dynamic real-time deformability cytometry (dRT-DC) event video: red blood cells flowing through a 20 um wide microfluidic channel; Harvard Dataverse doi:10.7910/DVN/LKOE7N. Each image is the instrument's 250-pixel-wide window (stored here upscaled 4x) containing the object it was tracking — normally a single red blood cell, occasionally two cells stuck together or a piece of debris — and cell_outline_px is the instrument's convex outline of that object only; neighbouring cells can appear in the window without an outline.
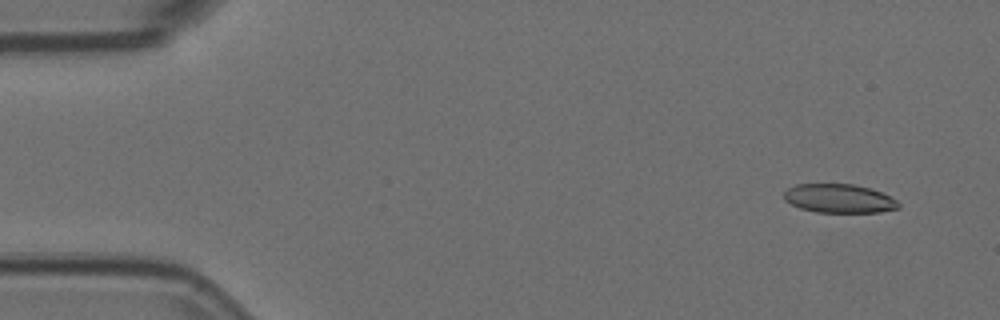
{"species": "Egyptian fruit bat (a non-hibernating species)", "species_latin": "Rousettus aegyptiacus", "temperature_condition": "room temperature", "stored_images_in_passage": 4, "camera_frame_rate_fps": 3000, "um_per_image_px": 0.085, "animal": {"sex": "female"}, "frame": {"image": 1, "passage_image": 2, "time_ms": 0.333, "image_size_px": [1000, 320], "cell_outline_px": [[900, 208], [880, 212], [816, 212], [800, 208], [784, 200], [784, 192], [788, 188], [796, 184], [852, 184], [872, 188], [896, 200], [900, 204]], "centroid_in_image_um": [71.32, 16.87], "position_along_channel_um": 13.7, "area_um2": 19.19}}